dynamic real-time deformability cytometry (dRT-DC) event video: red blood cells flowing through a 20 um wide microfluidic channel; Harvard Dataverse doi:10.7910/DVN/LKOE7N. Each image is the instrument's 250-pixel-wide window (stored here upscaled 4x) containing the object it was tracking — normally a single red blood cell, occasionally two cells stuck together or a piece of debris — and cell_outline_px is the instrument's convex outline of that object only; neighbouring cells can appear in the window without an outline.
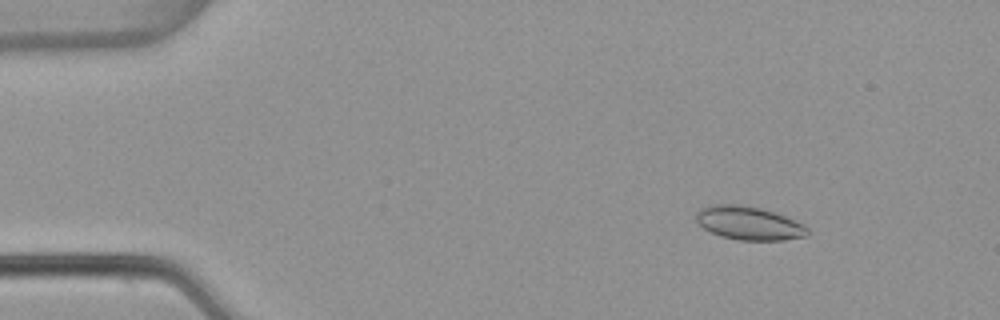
{"species": "common noctule bat (a hibernating species)", "species_latin": "Nyctalus noctula", "temperature_condition": "warm", "stored_images_in_passage": 52, "camera_frame_rate_fps": 3000, "um_per_image_px": 0.085, "animal": {"sex": "female", "body_mass_g": 22.7, "forearm_length_mm": 54.2}, "frame": {"image": 1, "passage_image": 6, "time_ms": 1.667, "image_size_px": [1000, 320], "cell_outline_px": [[808, 236], [784, 240], [736, 240], [720, 236], [704, 228], [696, 220], [696, 212], [700, 208], [716, 204], [740, 204], [760, 208], [776, 212], [804, 224], [808, 228]], "centroid_in_image_um": [63.67, 18.97], "position_along_channel_um": 21.3, "area_um2": 21.85}}
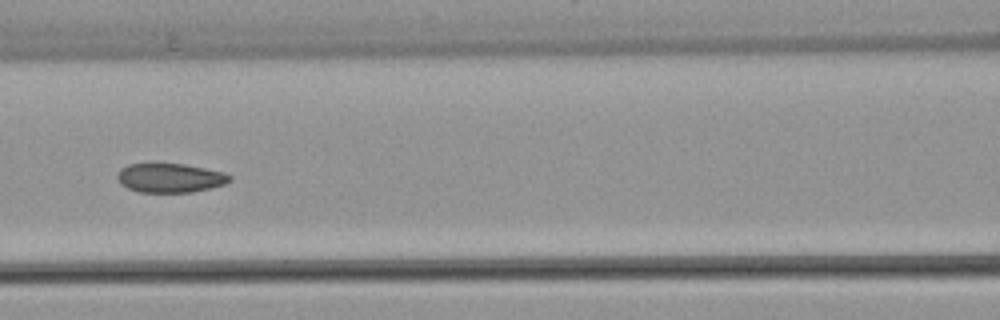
{"frame": {"image": 2, "passage_image": 23, "time_ms": 7.333, "image_size_px": [1000, 320], "cell_outline_px": [[232, 180], [224, 184], [192, 192], [140, 192], [128, 188], [120, 184], [116, 176], [120, 168], [128, 164], [184, 164], [224, 172], [232, 176]], "centroid_in_image_um": [14.44, 15.12], "position_along_channel_um": 152.2, "area_um2": 19.02}}
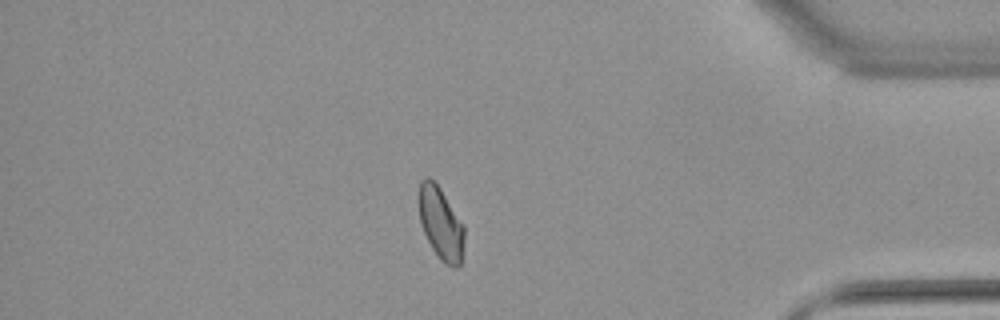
{"frame": {"image": 3, "passage_image": 45, "time_ms": 14.667, "image_size_px": [1000, 320], "cell_outline_px": [[464, 236], [460, 264], [456, 268], [452, 268], [444, 264], [440, 260], [432, 248], [420, 224], [420, 180], [424, 176], [428, 176], [440, 188], [464, 224]], "centroid_in_image_um": [37.48, 19.01], "position_along_channel_um": 397.7, "area_um2": 19.02}}